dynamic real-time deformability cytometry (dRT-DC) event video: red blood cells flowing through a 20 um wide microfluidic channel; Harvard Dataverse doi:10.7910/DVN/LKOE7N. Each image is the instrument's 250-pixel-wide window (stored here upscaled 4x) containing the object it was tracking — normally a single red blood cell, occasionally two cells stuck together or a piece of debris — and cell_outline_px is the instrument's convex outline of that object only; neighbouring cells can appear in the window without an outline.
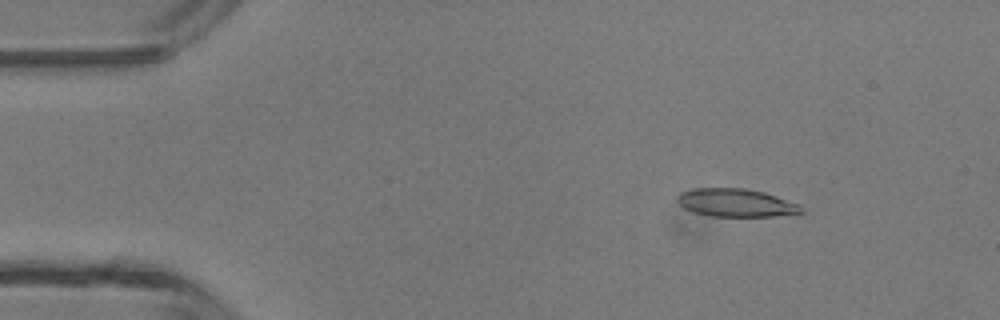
{"species": "common noctule bat (a hibernating species)", "species_latin": "Nyctalus noctula", "temperature_condition": "room temperature", "stored_images_in_passage": 45, "camera_frame_rate_fps": 3000, "um_per_image_px": 0.085, "animal": {"sex": "male", "body_mass_g": 13.3}, "frame": {"image": 1, "passage_image": 6, "time_ms": 1.667, "image_size_px": [1000, 320], "cell_outline_px": [[804, 212], [772, 216], [712, 216], [692, 212], [684, 208], [676, 200], [676, 196], [680, 192], [696, 188], [744, 188], [764, 192], [800, 204], [804, 208]], "centroid_in_image_um": [62.54, 17.23], "position_along_channel_um": 22.5, "area_um2": 20.29}}
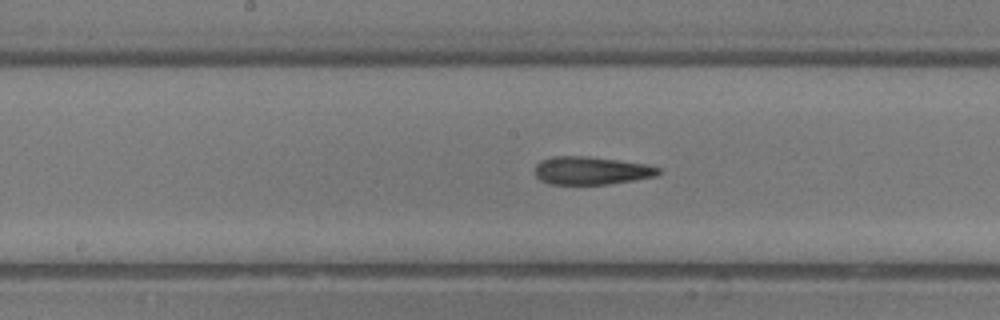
{"frame": {"image": 2, "passage_image": 23, "time_ms": 7.333, "image_size_px": [1000, 320], "cell_outline_px": [[660, 172], [656, 176], [608, 184], [548, 184], [540, 180], [536, 176], [536, 164], [540, 160], [552, 156], [588, 156], [648, 164], [660, 168]], "centroid_in_image_um": [50.24, 14.49], "position_along_channel_um": 198.0, "area_um2": 20.17}}
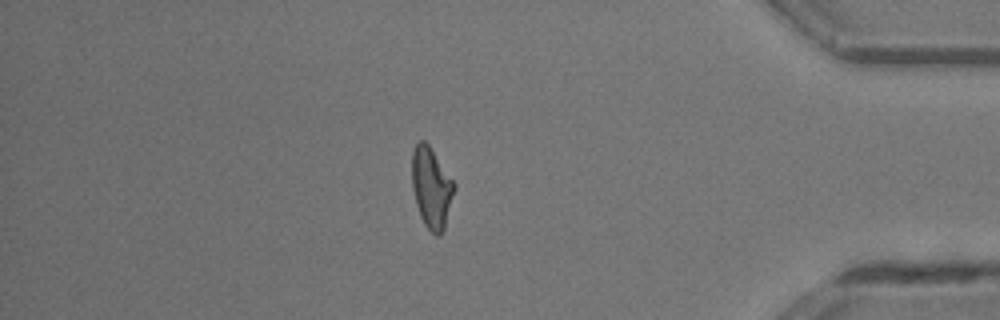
{"frame": {"image": 3, "passage_image": 39, "time_ms": 12.667, "image_size_px": [1000, 320], "cell_outline_px": [[456, 188], [444, 228], [440, 236], [436, 236], [424, 224], [420, 216], [416, 204], [412, 188], [412, 152], [416, 144], [420, 140], [424, 140], [428, 144], [456, 184]], "centroid_in_image_um": [36.67, 15.96], "position_along_channel_um": 398.5, "area_um2": 19.88}, "authors_computed_cell_mechanics": {"area_um2": 20.0566, "velocity_mm_per_s": 4.4723, "shape_relaxation_time_tau1_ms": null, "shape_relaxation_time_tau2_ms": 4.2088, "deformation_change_tau1": null, "deformation_change_tau2": 0.1689}}